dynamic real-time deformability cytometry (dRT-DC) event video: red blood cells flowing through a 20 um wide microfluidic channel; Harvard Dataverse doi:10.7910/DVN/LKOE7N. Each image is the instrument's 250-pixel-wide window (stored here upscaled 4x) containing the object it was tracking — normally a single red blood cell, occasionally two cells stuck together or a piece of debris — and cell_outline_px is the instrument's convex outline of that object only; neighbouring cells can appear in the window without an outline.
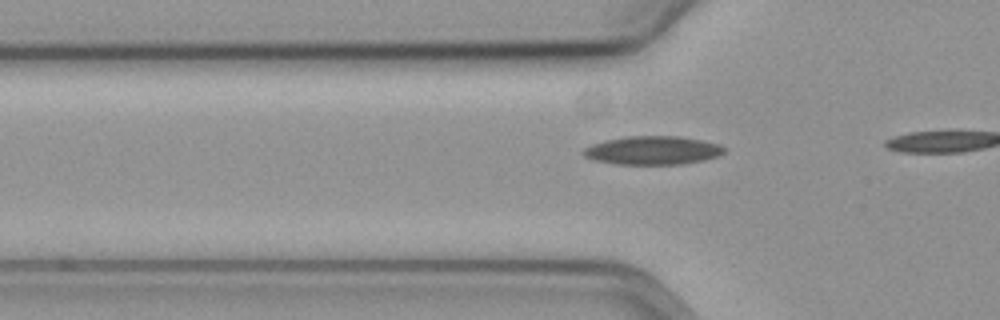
{"species": "common noctule bat (a hibernating species)", "species_latin": "Nyctalus noctula", "temperature_condition": "cold", "stored_images_in_passage": 9, "camera_frame_rate_fps": 3000, "um_per_image_px": 0.085, "animal": {"sex": "female", "body_mass_g": 19.3, "forearm_length_mm": 54.1}, "frame": {"image": 1, "passage_image": 7, "time_ms": 2.0, "image_size_px": [1000, 320], "cell_outline_px": [[724, 152], [716, 156], [700, 160], [680, 164], [616, 164], [592, 160], [584, 156], [580, 152], [584, 148], [592, 144], [604, 140], [624, 136], [680, 136], [720, 144], [724, 148]], "centroid_in_image_um": [55.39, 12.77], "position_along_channel_um": 70.4, "area_um2": 23.35}}